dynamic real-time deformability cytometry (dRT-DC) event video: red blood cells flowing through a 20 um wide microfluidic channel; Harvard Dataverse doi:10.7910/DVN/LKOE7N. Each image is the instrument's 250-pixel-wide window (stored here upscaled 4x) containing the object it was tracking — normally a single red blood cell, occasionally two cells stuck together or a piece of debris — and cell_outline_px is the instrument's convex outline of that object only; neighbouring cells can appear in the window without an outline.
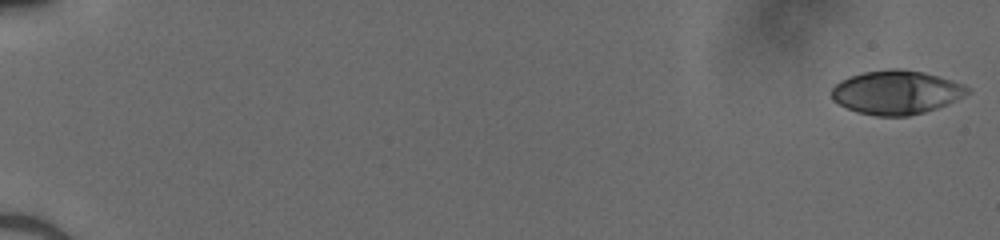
{"species": "human", "species_latin": "Homo sapiens", "temperature_condition": "cold", "stored_images_in_passage": 51, "camera_frame_rate_fps": 3000, "um_per_image_px": 0.085, "donor": {"sex": "male"}, "frame": {"image": 1, "passage_image": 1, "time_ms": 0.0, "image_size_px": [1000, 240], "cell_outline_px": [[972, 92], [948, 104], [924, 112], [908, 116], [876, 116], [856, 112], [832, 100], [832, 88], [840, 80], [848, 76], [864, 72], [888, 68], [900, 68], [924, 72], [964, 84]], "centroid_in_image_um": [76.18, 7.84], "position_along_channel_um": 8.8, "area_um2": 34.85}}
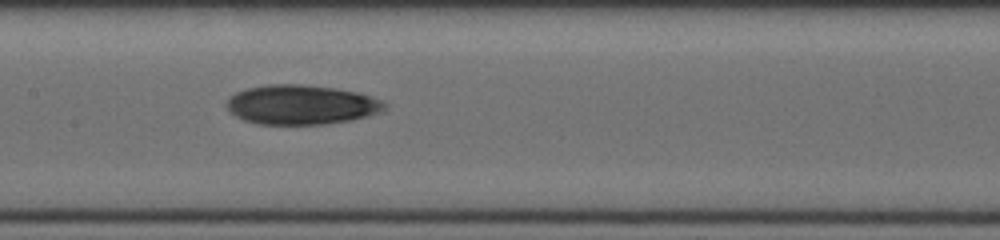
{"frame": {"image": 2, "passage_image": 28, "time_ms": 9.0, "image_size_px": [1000, 240], "cell_outline_px": [[384, 108], [376, 112], [364, 116], [348, 120], [324, 124], [260, 124], [244, 120], [236, 116], [228, 108], [228, 100], [236, 92], [248, 88], [268, 84], [300, 84], [336, 88], [360, 92], [372, 96], [380, 100], [384, 104]], "centroid_in_image_um": [25.59, 8.88], "position_along_channel_um": 181.8, "area_um2": 35.84}}
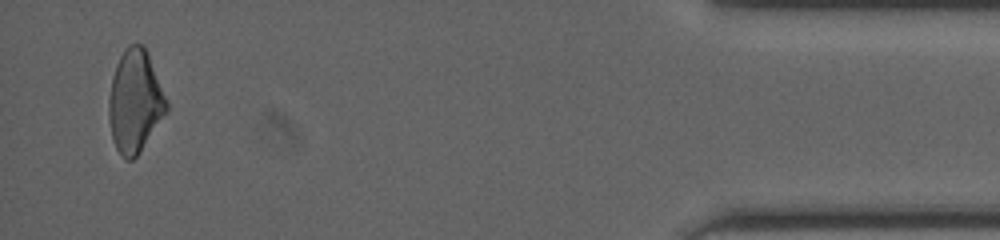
{"frame": {"image": 3, "passage_image": 50, "time_ms": 16.333, "image_size_px": [1000, 240], "cell_outline_px": [[168, 112], [140, 152], [132, 160], [128, 160], [120, 156], [112, 140], [108, 116], [108, 100], [112, 76], [116, 64], [120, 56], [128, 44], [144, 44], [148, 52], [168, 100]], "centroid_in_image_um": [11.48, 8.62], "position_along_channel_um": 423.7, "area_um2": 35.08}}